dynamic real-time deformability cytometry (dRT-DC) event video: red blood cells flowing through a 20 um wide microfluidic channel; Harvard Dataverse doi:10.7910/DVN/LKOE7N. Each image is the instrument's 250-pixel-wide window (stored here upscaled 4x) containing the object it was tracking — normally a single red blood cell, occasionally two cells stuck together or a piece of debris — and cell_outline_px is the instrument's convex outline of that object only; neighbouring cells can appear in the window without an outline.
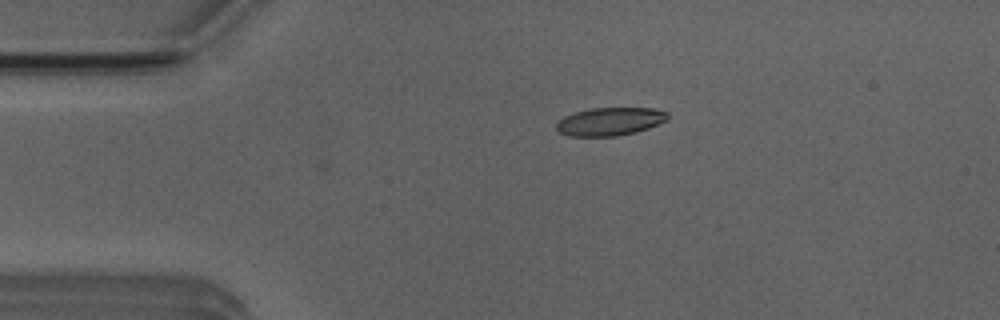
{"species": "Egyptian fruit bat (a non-hibernating species)", "species_latin": "Rousettus aegyptiacus", "temperature_condition": "room temperature", "stored_images_in_passage": 4, "camera_frame_rate_fps": 3000, "um_per_image_px": 0.085, "animal": {"sex": "male"}, "frame": {"image": 1, "passage_image": 3, "time_ms": 2.333, "image_size_px": [1000, 320], "cell_outline_px": [[668, 120], [648, 128], [636, 132], [616, 136], [568, 136], [560, 132], [556, 128], [556, 124], [564, 116], [576, 112], [592, 108], [652, 108], [668, 112]], "centroid_in_image_um": [51.86, 10.33], "position_along_channel_um": 33.1, "area_um2": 18.15}}